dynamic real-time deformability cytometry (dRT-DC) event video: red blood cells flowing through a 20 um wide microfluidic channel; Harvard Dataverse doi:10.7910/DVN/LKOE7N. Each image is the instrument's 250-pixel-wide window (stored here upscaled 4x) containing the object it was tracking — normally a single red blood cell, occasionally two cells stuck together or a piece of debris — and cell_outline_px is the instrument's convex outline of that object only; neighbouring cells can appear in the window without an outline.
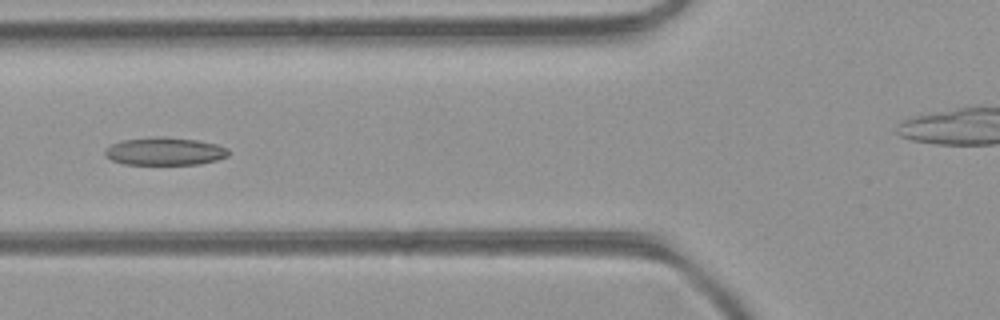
{"species": "common noctule bat (a hibernating species)", "species_latin": "Nyctalus noctula", "temperature_condition": "room temperature", "stored_images_in_passage": 5, "camera_frame_rate_fps": 3000, "um_per_image_px": 0.085, "animal": {"sex": "female", "body_mass_g": 21.9}, "frame": {"image": 1, "passage_image": 5, "time_ms": 1.333, "image_size_px": [1000, 320], "cell_outline_px": [[228, 156], [216, 160], [200, 164], [124, 164], [112, 160], [104, 156], [104, 152], [112, 144], [120, 140], [156, 136], [164, 136], [196, 140], [216, 144], [228, 148]], "centroid_in_image_um": [13.99, 12.85], "position_along_channel_um": 111.8, "area_um2": 20.06}}